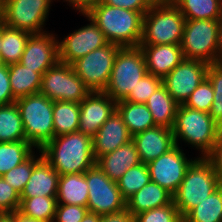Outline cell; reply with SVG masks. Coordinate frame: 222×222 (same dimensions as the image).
<instances>
[{"mask_svg":"<svg viewBox=\"0 0 222 222\" xmlns=\"http://www.w3.org/2000/svg\"><path fill=\"white\" fill-rule=\"evenodd\" d=\"M88 184L85 173L60 175L57 189V204L87 207Z\"/></svg>","mask_w":222,"mask_h":222,"instance_id":"cb8c5ba5","label":"cell"},{"mask_svg":"<svg viewBox=\"0 0 222 222\" xmlns=\"http://www.w3.org/2000/svg\"><path fill=\"white\" fill-rule=\"evenodd\" d=\"M87 212V207L79 205L57 204L53 222H81Z\"/></svg>","mask_w":222,"mask_h":222,"instance_id":"b9f144b4","label":"cell"},{"mask_svg":"<svg viewBox=\"0 0 222 222\" xmlns=\"http://www.w3.org/2000/svg\"><path fill=\"white\" fill-rule=\"evenodd\" d=\"M130 140H132V135L129 133L122 117L115 111L92 138L95 160L113 152Z\"/></svg>","mask_w":222,"mask_h":222,"instance_id":"d6986e66","label":"cell"},{"mask_svg":"<svg viewBox=\"0 0 222 222\" xmlns=\"http://www.w3.org/2000/svg\"><path fill=\"white\" fill-rule=\"evenodd\" d=\"M134 222H183V218L172 201L166 206L138 213Z\"/></svg>","mask_w":222,"mask_h":222,"instance_id":"ab89813d","label":"cell"},{"mask_svg":"<svg viewBox=\"0 0 222 222\" xmlns=\"http://www.w3.org/2000/svg\"><path fill=\"white\" fill-rule=\"evenodd\" d=\"M100 222H134V216L125 208L116 213L101 215Z\"/></svg>","mask_w":222,"mask_h":222,"instance_id":"bcb514c9","label":"cell"},{"mask_svg":"<svg viewBox=\"0 0 222 222\" xmlns=\"http://www.w3.org/2000/svg\"><path fill=\"white\" fill-rule=\"evenodd\" d=\"M180 46L185 59L218 63V20L186 19Z\"/></svg>","mask_w":222,"mask_h":222,"instance_id":"ba28073f","label":"cell"},{"mask_svg":"<svg viewBox=\"0 0 222 222\" xmlns=\"http://www.w3.org/2000/svg\"><path fill=\"white\" fill-rule=\"evenodd\" d=\"M9 81L15 100L40 92L42 76L21 63L8 65Z\"/></svg>","mask_w":222,"mask_h":222,"instance_id":"484cf974","label":"cell"},{"mask_svg":"<svg viewBox=\"0 0 222 222\" xmlns=\"http://www.w3.org/2000/svg\"><path fill=\"white\" fill-rule=\"evenodd\" d=\"M14 222H46L22 214L19 210L14 211Z\"/></svg>","mask_w":222,"mask_h":222,"instance_id":"c3c4849f","label":"cell"},{"mask_svg":"<svg viewBox=\"0 0 222 222\" xmlns=\"http://www.w3.org/2000/svg\"><path fill=\"white\" fill-rule=\"evenodd\" d=\"M9 81L8 65L0 64V106L15 103Z\"/></svg>","mask_w":222,"mask_h":222,"instance_id":"ee69618b","label":"cell"},{"mask_svg":"<svg viewBox=\"0 0 222 222\" xmlns=\"http://www.w3.org/2000/svg\"><path fill=\"white\" fill-rule=\"evenodd\" d=\"M157 126L173 128L178 103L162 84L145 103Z\"/></svg>","mask_w":222,"mask_h":222,"instance_id":"d4e9b609","label":"cell"},{"mask_svg":"<svg viewBox=\"0 0 222 222\" xmlns=\"http://www.w3.org/2000/svg\"><path fill=\"white\" fill-rule=\"evenodd\" d=\"M117 102L104 92H90L80 103L78 131L91 138L116 111Z\"/></svg>","mask_w":222,"mask_h":222,"instance_id":"e0dca14e","label":"cell"},{"mask_svg":"<svg viewBox=\"0 0 222 222\" xmlns=\"http://www.w3.org/2000/svg\"><path fill=\"white\" fill-rule=\"evenodd\" d=\"M100 219L101 215L88 211L81 222H100Z\"/></svg>","mask_w":222,"mask_h":222,"instance_id":"f907efd6","label":"cell"},{"mask_svg":"<svg viewBox=\"0 0 222 222\" xmlns=\"http://www.w3.org/2000/svg\"><path fill=\"white\" fill-rule=\"evenodd\" d=\"M214 100L210 81L205 78L183 104L186 107L209 113Z\"/></svg>","mask_w":222,"mask_h":222,"instance_id":"74e56055","label":"cell"},{"mask_svg":"<svg viewBox=\"0 0 222 222\" xmlns=\"http://www.w3.org/2000/svg\"><path fill=\"white\" fill-rule=\"evenodd\" d=\"M26 141L16 103L0 106V142Z\"/></svg>","mask_w":222,"mask_h":222,"instance_id":"1f68e13d","label":"cell"},{"mask_svg":"<svg viewBox=\"0 0 222 222\" xmlns=\"http://www.w3.org/2000/svg\"><path fill=\"white\" fill-rule=\"evenodd\" d=\"M147 73L144 54L140 47L121 48L116 55L104 93L116 102L124 100Z\"/></svg>","mask_w":222,"mask_h":222,"instance_id":"52a82bcc","label":"cell"},{"mask_svg":"<svg viewBox=\"0 0 222 222\" xmlns=\"http://www.w3.org/2000/svg\"><path fill=\"white\" fill-rule=\"evenodd\" d=\"M19 211L29 217L53 222L55 218L57 199L56 197L20 198Z\"/></svg>","mask_w":222,"mask_h":222,"instance_id":"836d02e7","label":"cell"},{"mask_svg":"<svg viewBox=\"0 0 222 222\" xmlns=\"http://www.w3.org/2000/svg\"><path fill=\"white\" fill-rule=\"evenodd\" d=\"M183 222H222V185L192 208Z\"/></svg>","mask_w":222,"mask_h":222,"instance_id":"4dcf8cb0","label":"cell"},{"mask_svg":"<svg viewBox=\"0 0 222 222\" xmlns=\"http://www.w3.org/2000/svg\"><path fill=\"white\" fill-rule=\"evenodd\" d=\"M218 63H222V15L218 19Z\"/></svg>","mask_w":222,"mask_h":222,"instance_id":"681fc988","label":"cell"},{"mask_svg":"<svg viewBox=\"0 0 222 222\" xmlns=\"http://www.w3.org/2000/svg\"><path fill=\"white\" fill-rule=\"evenodd\" d=\"M140 161L148 163L167 153L175 146L171 128L155 126L132 136Z\"/></svg>","mask_w":222,"mask_h":222,"instance_id":"ac0fdd59","label":"cell"},{"mask_svg":"<svg viewBox=\"0 0 222 222\" xmlns=\"http://www.w3.org/2000/svg\"><path fill=\"white\" fill-rule=\"evenodd\" d=\"M211 163L203 157L196 158L188 167L185 177L173 194V203L183 218L221 186Z\"/></svg>","mask_w":222,"mask_h":222,"instance_id":"5b68a950","label":"cell"},{"mask_svg":"<svg viewBox=\"0 0 222 222\" xmlns=\"http://www.w3.org/2000/svg\"><path fill=\"white\" fill-rule=\"evenodd\" d=\"M73 8L79 10L82 15H86L100 0H65Z\"/></svg>","mask_w":222,"mask_h":222,"instance_id":"7dc6e473","label":"cell"},{"mask_svg":"<svg viewBox=\"0 0 222 222\" xmlns=\"http://www.w3.org/2000/svg\"><path fill=\"white\" fill-rule=\"evenodd\" d=\"M59 173L42 157L33 167L20 198L56 197L59 184Z\"/></svg>","mask_w":222,"mask_h":222,"instance_id":"44dd1931","label":"cell"},{"mask_svg":"<svg viewBox=\"0 0 222 222\" xmlns=\"http://www.w3.org/2000/svg\"><path fill=\"white\" fill-rule=\"evenodd\" d=\"M41 151L59 175L85 173L96 165L92 138L79 131L54 137Z\"/></svg>","mask_w":222,"mask_h":222,"instance_id":"6da1fadb","label":"cell"},{"mask_svg":"<svg viewBox=\"0 0 222 222\" xmlns=\"http://www.w3.org/2000/svg\"><path fill=\"white\" fill-rule=\"evenodd\" d=\"M31 33L10 28L2 23L1 63L11 65L20 62Z\"/></svg>","mask_w":222,"mask_h":222,"instance_id":"83f0119b","label":"cell"},{"mask_svg":"<svg viewBox=\"0 0 222 222\" xmlns=\"http://www.w3.org/2000/svg\"><path fill=\"white\" fill-rule=\"evenodd\" d=\"M139 154L133 140L96 160V165L112 180L117 182L131 167L140 164Z\"/></svg>","mask_w":222,"mask_h":222,"instance_id":"7402d4cb","label":"cell"},{"mask_svg":"<svg viewBox=\"0 0 222 222\" xmlns=\"http://www.w3.org/2000/svg\"><path fill=\"white\" fill-rule=\"evenodd\" d=\"M205 158L211 163L222 184V134H220L211 152Z\"/></svg>","mask_w":222,"mask_h":222,"instance_id":"f6af8a7d","label":"cell"},{"mask_svg":"<svg viewBox=\"0 0 222 222\" xmlns=\"http://www.w3.org/2000/svg\"><path fill=\"white\" fill-rule=\"evenodd\" d=\"M32 149L28 141L0 142V177L25 161Z\"/></svg>","mask_w":222,"mask_h":222,"instance_id":"d6a6232c","label":"cell"},{"mask_svg":"<svg viewBox=\"0 0 222 222\" xmlns=\"http://www.w3.org/2000/svg\"><path fill=\"white\" fill-rule=\"evenodd\" d=\"M91 21L87 26L74 31L58 42L59 61L72 64L81 57H84L93 50L107 45L104 33L87 15H84Z\"/></svg>","mask_w":222,"mask_h":222,"instance_id":"9a60e30c","label":"cell"},{"mask_svg":"<svg viewBox=\"0 0 222 222\" xmlns=\"http://www.w3.org/2000/svg\"><path fill=\"white\" fill-rule=\"evenodd\" d=\"M121 48L119 45L108 43L71 64L74 72L91 92H104L116 55Z\"/></svg>","mask_w":222,"mask_h":222,"instance_id":"8fae6325","label":"cell"},{"mask_svg":"<svg viewBox=\"0 0 222 222\" xmlns=\"http://www.w3.org/2000/svg\"><path fill=\"white\" fill-rule=\"evenodd\" d=\"M88 184L89 212L99 215L112 214L126 208L118 184L112 181L97 165L85 172Z\"/></svg>","mask_w":222,"mask_h":222,"instance_id":"7c38bea8","label":"cell"},{"mask_svg":"<svg viewBox=\"0 0 222 222\" xmlns=\"http://www.w3.org/2000/svg\"><path fill=\"white\" fill-rule=\"evenodd\" d=\"M175 145L179 146L178 138L193 147L195 146L205 158L221 134V127L207 112L178 105L175 122L172 128Z\"/></svg>","mask_w":222,"mask_h":222,"instance_id":"277c9868","label":"cell"},{"mask_svg":"<svg viewBox=\"0 0 222 222\" xmlns=\"http://www.w3.org/2000/svg\"><path fill=\"white\" fill-rule=\"evenodd\" d=\"M208 66L209 64L205 62L184 58L162 79V84L179 105L184 104L207 77Z\"/></svg>","mask_w":222,"mask_h":222,"instance_id":"5bb4252c","label":"cell"},{"mask_svg":"<svg viewBox=\"0 0 222 222\" xmlns=\"http://www.w3.org/2000/svg\"><path fill=\"white\" fill-rule=\"evenodd\" d=\"M102 3L140 12L143 16L156 0H100Z\"/></svg>","mask_w":222,"mask_h":222,"instance_id":"7bdbcfd3","label":"cell"},{"mask_svg":"<svg viewBox=\"0 0 222 222\" xmlns=\"http://www.w3.org/2000/svg\"><path fill=\"white\" fill-rule=\"evenodd\" d=\"M80 103L53 101V125L55 137L78 131Z\"/></svg>","mask_w":222,"mask_h":222,"instance_id":"f546056e","label":"cell"},{"mask_svg":"<svg viewBox=\"0 0 222 222\" xmlns=\"http://www.w3.org/2000/svg\"><path fill=\"white\" fill-rule=\"evenodd\" d=\"M173 195L165 188L150 181L126 200V208L133 215L170 204Z\"/></svg>","mask_w":222,"mask_h":222,"instance_id":"603a6c76","label":"cell"},{"mask_svg":"<svg viewBox=\"0 0 222 222\" xmlns=\"http://www.w3.org/2000/svg\"><path fill=\"white\" fill-rule=\"evenodd\" d=\"M190 20H218L222 15V0H171Z\"/></svg>","mask_w":222,"mask_h":222,"instance_id":"f1b7e54d","label":"cell"},{"mask_svg":"<svg viewBox=\"0 0 222 222\" xmlns=\"http://www.w3.org/2000/svg\"><path fill=\"white\" fill-rule=\"evenodd\" d=\"M150 181L147 164L141 162L128 169L117 181V184L122 197L127 200Z\"/></svg>","mask_w":222,"mask_h":222,"instance_id":"e575fe53","label":"cell"},{"mask_svg":"<svg viewBox=\"0 0 222 222\" xmlns=\"http://www.w3.org/2000/svg\"><path fill=\"white\" fill-rule=\"evenodd\" d=\"M39 152H41L39 158L36 159L34 152L25 161L15 168H12L2 176L3 179L8 182L9 185L12 186L20 195L31 177L33 167L43 157L41 149H39Z\"/></svg>","mask_w":222,"mask_h":222,"instance_id":"d590c367","label":"cell"},{"mask_svg":"<svg viewBox=\"0 0 222 222\" xmlns=\"http://www.w3.org/2000/svg\"><path fill=\"white\" fill-rule=\"evenodd\" d=\"M213 88L214 100L209 115L222 128V63L209 64L206 77Z\"/></svg>","mask_w":222,"mask_h":222,"instance_id":"8d00e7d4","label":"cell"},{"mask_svg":"<svg viewBox=\"0 0 222 222\" xmlns=\"http://www.w3.org/2000/svg\"><path fill=\"white\" fill-rule=\"evenodd\" d=\"M20 194L0 177V213H12L19 210Z\"/></svg>","mask_w":222,"mask_h":222,"instance_id":"60d3db41","label":"cell"},{"mask_svg":"<svg viewBox=\"0 0 222 222\" xmlns=\"http://www.w3.org/2000/svg\"><path fill=\"white\" fill-rule=\"evenodd\" d=\"M0 222H14V212L0 213Z\"/></svg>","mask_w":222,"mask_h":222,"instance_id":"816d5d0a","label":"cell"},{"mask_svg":"<svg viewBox=\"0 0 222 222\" xmlns=\"http://www.w3.org/2000/svg\"><path fill=\"white\" fill-rule=\"evenodd\" d=\"M182 151L178 145H175L167 153L147 163L151 181L172 195L177 191L188 167L194 161L187 159Z\"/></svg>","mask_w":222,"mask_h":222,"instance_id":"4fadbf2b","label":"cell"},{"mask_svg":"<svg viewBox=\"0 0 222 222\" xmlns=\"http://www.w3.org/2000/svg\"><path fill=\"white\" fill-rule=\"evenodd\" d=\"M162 85V78L147 73L124 99L132 103L145 104L149 97Z\"/></svg>","mask_w":222,"mask_h":222,"instance_id":"f35d334b","label":"cell"},{"mask_svg":"<svg viewBox=\"0 0 222 222\" xmlns=\"http://www.w3.org/2000/svg\"><path fill=\"white\" fill-rule=\"evenodd\" d=\"M186 19L171 0L155 1L143 16L140 45L180 44Z\"/></svg>","mask_w":222,"mask_h":222,"instance_id":"3957f363","label":"cell"},{"mask_svg":"<svg viewBox=\"0 0 222 222\" xmlns=\"http://www.w3.org/2000/svg\"><path fill=\"white\" fill-rule=\"evenodd\" d=\"M104 33L109 43L120 47H139L142 38L143 15L99 1L87 14Z\"/></svg>","mask_w":222,"mask_h":222,"instance_id":"7a4b0ae2","label":"cell"},{"mask_svg":"<svg viewBox=\"0 0 222 222\" xmlns=\"http://www.w3.org/2000/svg\"><path fill=\"white\" fill-rule=\"evenodd\" d=\"M58 42L47 32L31 34L19 63L42 76L59 61Z\"/></svg>","mask_w":222,"mask_h":222,"instance_id":"2e32d148","label":"cell"},{"mask_svg":"<svg viewBox=\"0 0 222 222\" xmlns=\"http://www.w3.org/2000/svg\"><path fill=\"white\" fill-rule=\"evenodd\" d=\"M116 111L122 117L132 136L157 126L146 104L121 100L116 104Z\"/></svg>","mask_w":222,"mask_h":222,"instance_id":"4316f807","label":"cell"},{"mask_svg":"<svg viewBox=\"0 0 222 222\" xmlns=\"http://www.w3.org/2000/svg\"><path fill=\"white\" fill-rule=\"evenodd\" d=\"M51 2L52 0H0V20L10 28L31 34L44 33L46 31L42 27Z\"/></svg>","mask_w":222,"mask_h":222,"instance_id":"9c48e42d","label":"cell"},{"mask_svg":"<svg viewBox=\"0 0 222 222\" xmlns=\"http://www.w3.org/2000/svg\"><path fill=\"white\" fill-rule=\"evenodd\" d=\"M1 41H2V21L0 20V50H1ZM1 64V59H0Z\"/></svg>","mask_w":222,"mask_h":222,"instance_id":"f5cc1de1","label":"cell"},{"mask_svg":"<svg viewBox=\"0 0 222 222\" xmlns=\"http://www.w3.org/2000/svg\"><path fill=\"white\" fill-rule=\"evenodd\" d=\"M90 92L68 63L58 61L42 75L40 93L51 101L81 103Z\"/></svg>","mask_w":222,"mask_h":222,"instance_id":"30bf717a","label":"cell"},{"mask_svg":"<svg viewBox=\"0 0 222 222\" xmlns=\"http://www.w3.org/2000/svg\"><path fill=\"white\" fill-rule=\"evenodd\" d=\"M139 47L144 54L148 73L162 79L184 59L180 44L139 45Z\"/></svg>","mask_w":222,"mask_h":222,"instance_id":"ffe728a7","label":"cell"},{"mask_svg":"<svg viewBox=\"0 0 222 222\" xmlns=\"http://www.w3.org/2000/svg\"><path fill=\"white\" fill-rule=\"evenodd\" d=\"M18 106L25 139L34 148L42 149L55 137L53 125V101L36 93L15 101Z\"/></svg>","mask_w":222,"mask_h":222,"instance_id":"8992f818","label":"cell"}]
</instances>
